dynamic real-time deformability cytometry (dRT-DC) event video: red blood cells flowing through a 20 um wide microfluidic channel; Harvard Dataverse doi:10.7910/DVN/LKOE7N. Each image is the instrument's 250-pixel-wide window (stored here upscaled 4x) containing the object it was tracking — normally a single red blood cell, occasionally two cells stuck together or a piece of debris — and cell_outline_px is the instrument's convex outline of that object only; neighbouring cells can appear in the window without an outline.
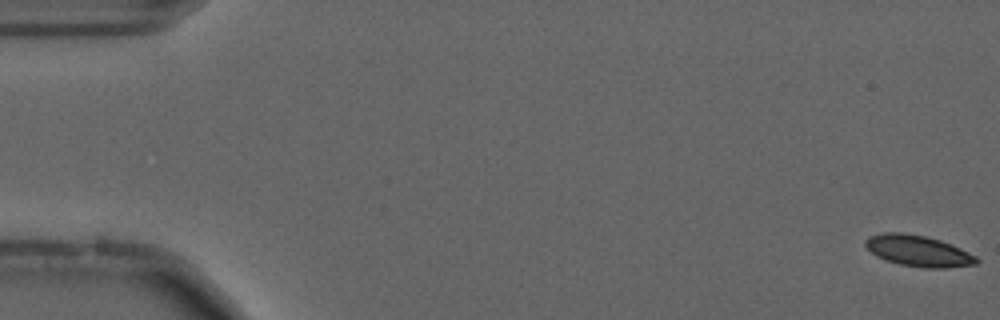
{"species": "common noctule bat (a hibernating species)", "species_latin": "Nyctalus noctula", "temperature_condition": "cold", "stored_images_in_passage": 21, "camera_frame_rate_fps": 3000, "um_per_image_px": 0.085, "animal": {"sex": "male", "forearm_length_mm": 52.5}, "frame": {"image": 1, "passage_image": 1, "time_ms": 0.0, "image_size_px": [1000, 320], "cell_outline_px": [[980, 260], [976, 264], [948, 268], [924, 268], [900, 264], [884, 260], [876, 256], [864, 244], [864, 240], [868, 236], [884, 232], [904, 232], [924, 236], [940, 240], [952, 244], [976, 256]], "centroid_in_image_um": [78.04, 21.32], "position_along_channel_um": 7.0, "area_um2": 20.29}}
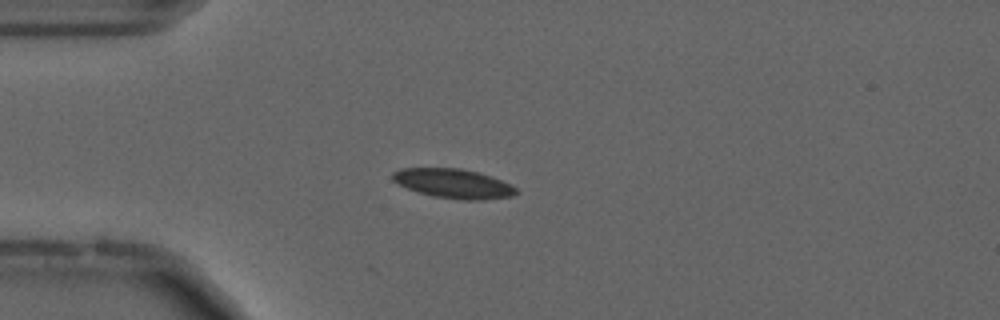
{"frame": {"image": 2, "passage_image": 15, "time_ms": 4.667, "image_size_px": [1000, 320], "cell_outline_px": [[520, 192], [512, 196], [484, 200], [460, 200], [432, 196], [416, 192], [392, 180], [392, 172], [400, 168], [460, 168], [480, 172], [492, 176], [516, 188]], "centroid_in_image_um": [38.54, 15.6], "position_along_channel_um": 46.5, "area_um2": 21.33}}
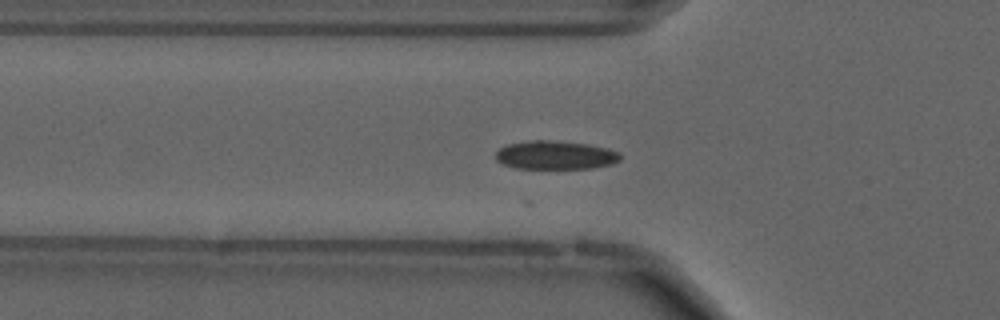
{"frame": {"image": 3, "passage_image": 19, "time_ms": 6.0, "image_size_px": [1000, 320], "cell_outline_px": [[620, 160], [612, 164], [592, 168], [516, 168], [504, 164], [496, 160], [496, 152], [500, 148], [508, 144], [532, 140], [548, 140], [588, 144], [608, 148], [620, 152]], "centroid_in_image_um": [47.23, 13.18], "position_along_channel_um": 78.6, "area_um2": 20.63}}